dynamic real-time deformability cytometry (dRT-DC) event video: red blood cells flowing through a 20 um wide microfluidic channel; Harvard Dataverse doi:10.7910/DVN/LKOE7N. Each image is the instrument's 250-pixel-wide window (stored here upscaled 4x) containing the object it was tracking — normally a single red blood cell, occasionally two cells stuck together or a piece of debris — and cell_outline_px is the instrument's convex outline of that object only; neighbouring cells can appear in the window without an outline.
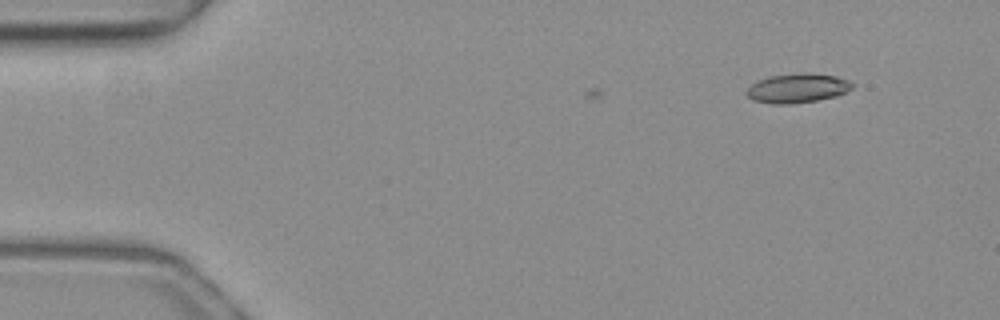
{"species": "common noctule bat (a hibernating species)", "species_latin": "Nyctalus noctula", "temperature_condition": "warm", "stored_images_in_passage": 10, "camera_frame_rate_fps": 3000, "um_per_image_px": 0.085, "animal": {"sex": "female", "body_mass_g": 19.3, "forearm_length_mm": 54.1}, "frame": {"image": 1, "passage_image": 10, "time_ms": 3.0, "image_size_px": [1000, 320], "cell_outline_px": [[856, 84], [852, 88], [836, 96], [816, 100], [788, 104], [772, 104], [752, 100], [744, 92], [752, 84], [768, 76], [800, 72], [808, 72], [836, 76], [848, 80]], "centroid_in_image_um": [67.78, 7.48], "position_along_channel_um": 17.2, "area_um2": 18.15}}